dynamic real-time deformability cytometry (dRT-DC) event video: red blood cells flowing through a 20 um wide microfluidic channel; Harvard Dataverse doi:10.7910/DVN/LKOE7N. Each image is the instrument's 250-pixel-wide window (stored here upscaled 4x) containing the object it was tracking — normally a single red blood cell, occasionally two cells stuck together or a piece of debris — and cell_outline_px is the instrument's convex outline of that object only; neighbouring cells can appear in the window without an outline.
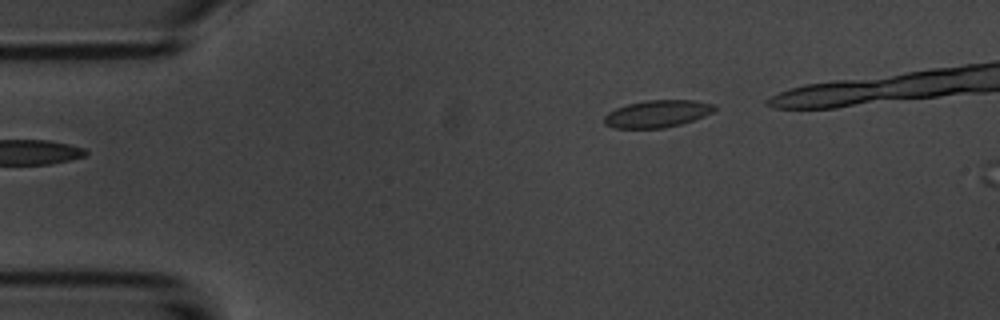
{"species": "common noctule bat (a hibernating species)", "species_latin": "Nyctalus noctula", "temperature_condition": "room temperature", "stored_images_in_passage": 2, "camera_frame_rate_fps": 3000, "um_per_image_px": 0.085, "animal": {"sex": "male", "body_mass_g": 20.1, "forearm_length_mm": 53.5}, "frame": {"image": 1, "passage_image": 2, "time_ms": 2.0, "image_size_px": [1000, 320], "cell_outline_px": [[716, 108], [712, 112], [704, 116], [680, 124], [664, 128], [616, 128], [604, 124], [604, 116], [608, 112], [616, 108], [628, 104], [648, 100], [696, 100], [716, 104]], "centroid_in_image_um": [55.88, 9.66], "position_along_channel_um": 29.1, "area_um2": 17.46}}